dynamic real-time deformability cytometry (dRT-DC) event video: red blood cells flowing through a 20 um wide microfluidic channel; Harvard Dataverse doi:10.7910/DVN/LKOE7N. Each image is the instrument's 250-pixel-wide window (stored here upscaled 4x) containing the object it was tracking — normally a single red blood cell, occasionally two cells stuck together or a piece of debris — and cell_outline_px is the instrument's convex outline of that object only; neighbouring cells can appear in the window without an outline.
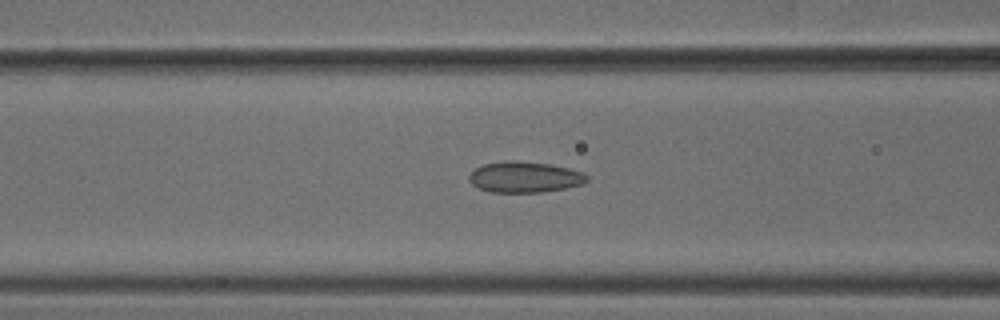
{"species": "common noctule bat (a hibernating species)", "species_latin": "Nyctalus noctula", "temperature_condition": "cold", "stored_images_in_passage": 52, "camera_frame_rate_fps": 3000, "um_per_image_px": 0.085, "animal": {"sex": "male", "body_mass_g": 18.8}, "frame": {"image": 1, "passage_image": 21, "time_ms": 6.667, "image_size_px": [1000, 320], "cell_outline_px": [[588, 180], [584, 184], [544, 192], [492, 192], [480, 188], [472, 184], [468, 180], [468, 176], [476, 168], [484, 164], [508, 160], [516, 160], [548, 164], [568, 168], [584, 172], [588, 176]], "centroid_in_image_um": [44.62, 15.05], "position_along_channel_um": 122.0, "area_um2": 21.21}}
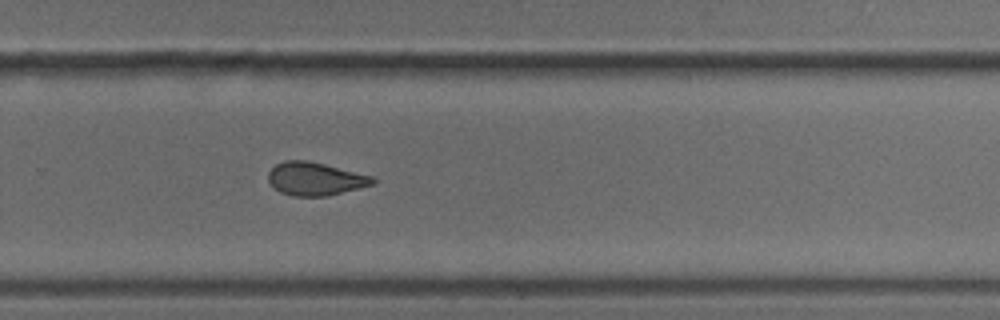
{"frame": {"image": 2, "passage_image": 35, "time_ms": 11.333, "image_size_px": [1000, 320], "cell_outline_px": [[376, 184], [328, 196], [292, 196], [280, 192], [268, 180], [268, 172], [276, 164], [284, 160], [304, 160], [324, 164], [372, 176], [376, 180]], "centroid_in_image_um": [26.8, 15.21], "position_along_channel_um": 303.0, "area_um2": 20.11}}
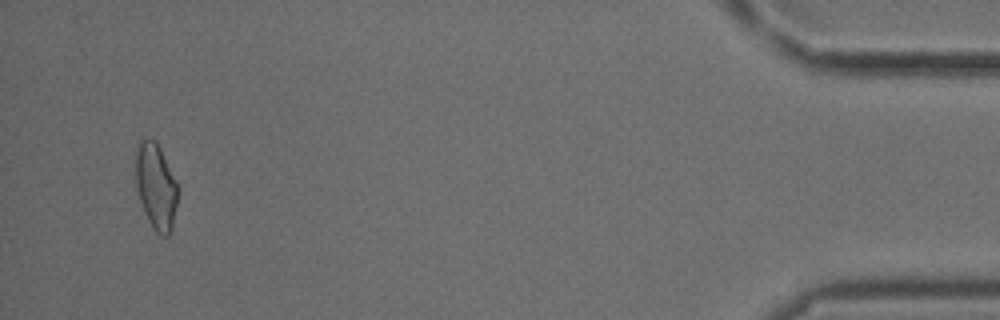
{"frame": {"image": 3, "passage_image": 50, "time_ms": 16.333, "image_size_px": [1000, 320], "cell_outline_px": [[180, 188], [172, 228], [168, 236], [164, 236], [156, 232], [152, 228], [148, 220], [140, 200], [136, 188], [136, 152], [140, 140], [152, 140], [160, 148]], "centroid_in_image_um": [13.28, 15.89], "position_along_channel_um": 421.9, "area_um2": 20.98}, "authors_computed_cell_mechanics": {"area_um2": 20.9236, "velocity_mm_per_s": 3.8807, "shape_relaxation_time_tau1_ms": 7.869, "shape_relaxation_time_tau2_ms": 2.8015, "deformation_change_tau1": 0.1142, "deformation_change_tau2": 0.0659}}